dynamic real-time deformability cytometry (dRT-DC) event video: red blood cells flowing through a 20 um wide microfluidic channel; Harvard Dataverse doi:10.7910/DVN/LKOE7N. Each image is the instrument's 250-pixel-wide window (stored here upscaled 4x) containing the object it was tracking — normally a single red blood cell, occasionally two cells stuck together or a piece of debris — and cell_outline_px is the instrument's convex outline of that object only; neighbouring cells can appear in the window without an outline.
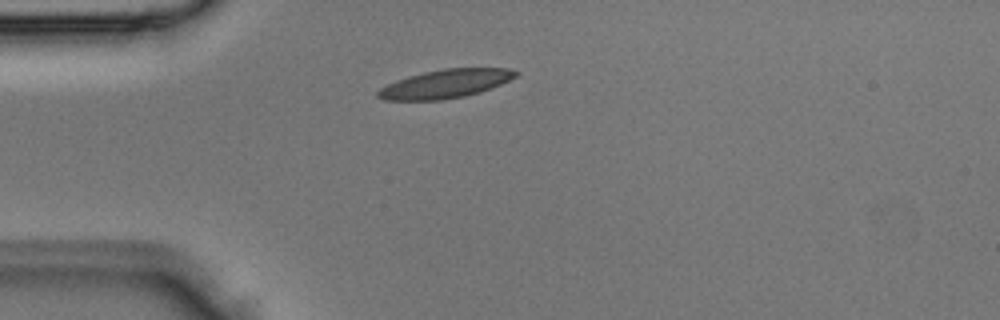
{"species": "Egyptian fruit bat (a non-hibernating species)", "species_latin": "Rousettus aegyptiacus", "temperature_condition": "room temperature", "stored_images_in_passage": 5, "camera_frame_rate_fps": 3000, "um_per_image_px": 0.085, "animal": {"sex": "male"}, "frame": {"image": 1, "passage_image": 5, "time_ms": 1.333, "image_size_px": [1000, 320], "cell_outline_px": [[520, 72], [516, 76], [492, 88], [480, 92], [464, 96], [440, 100], [384, 100], [376, 96], [376, 92], [380, 88], [396, 80], [408, 76], [424, 72], [444, 68], [508, 68]], "centroid_in_image_um": [37.84, 7.12], "position_along_channel_um": 47.2, "area_um2": 22.89}}